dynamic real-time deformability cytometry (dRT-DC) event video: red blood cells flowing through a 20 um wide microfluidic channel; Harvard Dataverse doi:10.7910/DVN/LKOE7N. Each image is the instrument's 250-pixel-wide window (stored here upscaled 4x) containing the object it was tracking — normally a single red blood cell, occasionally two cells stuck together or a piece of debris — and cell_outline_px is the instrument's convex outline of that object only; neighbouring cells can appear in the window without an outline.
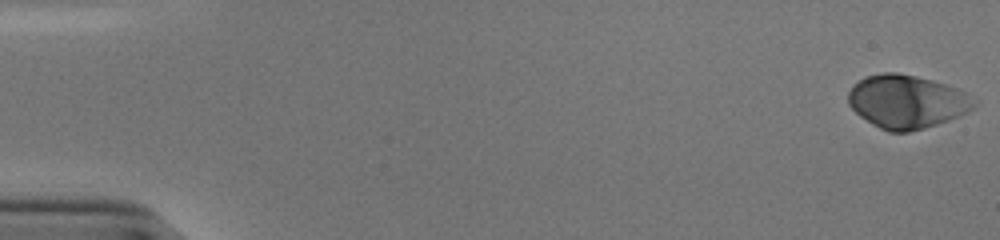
{"species": "human", "species_latin": "Homo sapiens", "temperature_condition": "cold", "stored_images_in_passage": 54, "camera_frame_rate_fps": 3000, "um_per_image_px": 0.085, "donor": {"sex": "male"}, "frame": {"image": 1, "passage_image": 1, "time_ms": 0.0, "image_size_px": [1000, 240], "cell_outline_px": [[980, 100], [968, 112], [960, 116], [924, 128], [908, 132], [888, 132], [872, 124], [860, 116], [848, 104], [848, 92], [852, 84], [864, 76], [884, 72], [896, 72], [916, 76], [932, 80], [960, 88]], "centroid_in_image_um": [77.1, 8.62], "position_along_channel_um": 7.9, "area_um2": 39.65}}
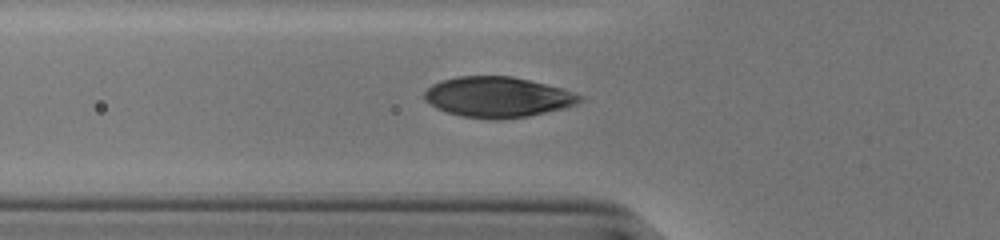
{"frame": {"image": 2, "passage_image": 20, "time_ms": 6.333, "image_size_px": [1000, 240], "cell_outline_px": [[584, 100], [576, 104], [564, 108], [528, 116], [500, 120], [492, 120], [460, 116], [436, 108], [424, 100], [424, 92], [432, 84], [440, 80], [456, 76], [512, 76], [564, 88], [584, 96]], "centroid_in_image_um": [42.31, 8.25], "position_along_channel_um": 83.5, "area_um2": 37.05}}
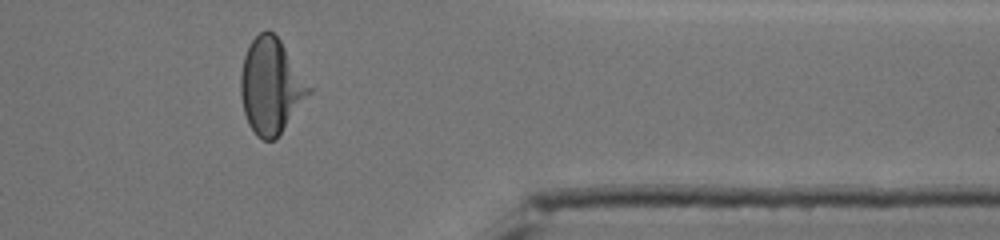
{"frame": {"image": 3, "passage_image": 45, "time_ms": 14.667, "image_size_px": [1000, 240], "cell_outline_px": [[312, 92], [276, 140], [264, 140], [256, 136], [248, 124], [244, 112], [240, 96], [240, 76], [244, 56], [252, 40], [260, 32], [268, 28], [280, 40], [312, 88]], "centroid_in_image_um": [23.03, 7.34], "position_along_channel_um": 388.4, "area_um2": 37.97}, "authors_computed_cell_mechanics": {"area_um2": 38.1191, "velocity_mm_per_s": 3.825, "shape_relaxation_time_tau1_ms": 3.7058, "shape_relaxation_time_tau2_ms": null, "deformation_change_tau1": 0.1785, "deformation_change_tau2": null}}